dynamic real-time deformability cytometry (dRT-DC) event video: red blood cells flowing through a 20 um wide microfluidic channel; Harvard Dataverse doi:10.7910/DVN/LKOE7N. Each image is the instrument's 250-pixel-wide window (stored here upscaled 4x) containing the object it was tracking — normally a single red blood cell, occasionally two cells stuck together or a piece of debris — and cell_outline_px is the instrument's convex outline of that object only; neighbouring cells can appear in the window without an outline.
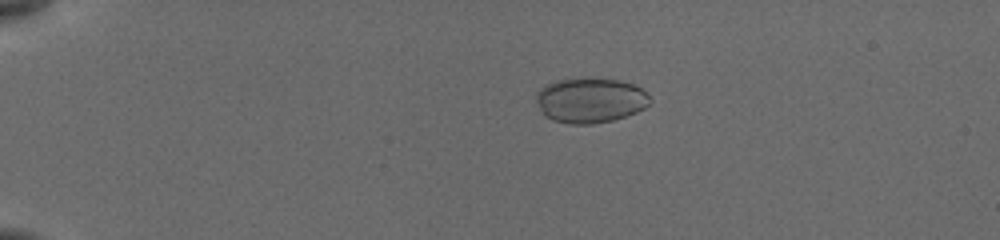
{"species": "common noctule bat (a hibernating species)", "species_latin": "Nyctalus noctula", "temperature_condition": "cold", "stored_images_in_passage": 10, "camera_frame_rate_fps": 3000, "um_per_image_px": 0.085, "animal": {"sex": "female", "body_mass_g": 19.5, "forearm_length_mm": 54.1}, "frame": {"image": 1, "passage_image": 2, "time_ms": 0.667, "image_size_px": [1000, 240], "cell_outline_px": [[652, 100], [644, 108], [636, 112], [612, 120], [592, 124], [568, 124], [552, 120], [544, 116], [536, 104], [536, 92], [540, 88], [556, 80], [580, 76], [620, 80], [632, 84], [640, 88]], "centroid_in_image_um": [50.12, 8.5], "position_along_channel_um": 34.9, "area_um2": 30.29}}
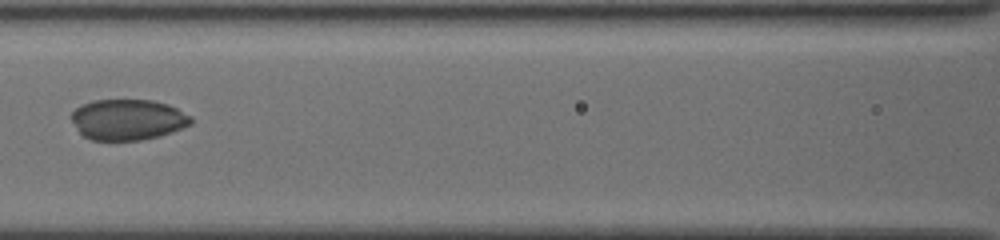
{"frame": {"image": 2, "passage_image": 9, "time_ms": 5.667, "image_size_px": [1000, 240], "cell_outline_px": [[192, 124], [172, 132], [160, 136], [140, 140], [92, 140], [84, 136], [76, 128], [72, 120], [72, 112], [76, 108], [92, 100], [152, 100], [168, 104], [192, 116]], "centroid_in_image_um": [10.89, 10.17], "position_along_channel_um": 155.7, "area_um2": 28.38}}